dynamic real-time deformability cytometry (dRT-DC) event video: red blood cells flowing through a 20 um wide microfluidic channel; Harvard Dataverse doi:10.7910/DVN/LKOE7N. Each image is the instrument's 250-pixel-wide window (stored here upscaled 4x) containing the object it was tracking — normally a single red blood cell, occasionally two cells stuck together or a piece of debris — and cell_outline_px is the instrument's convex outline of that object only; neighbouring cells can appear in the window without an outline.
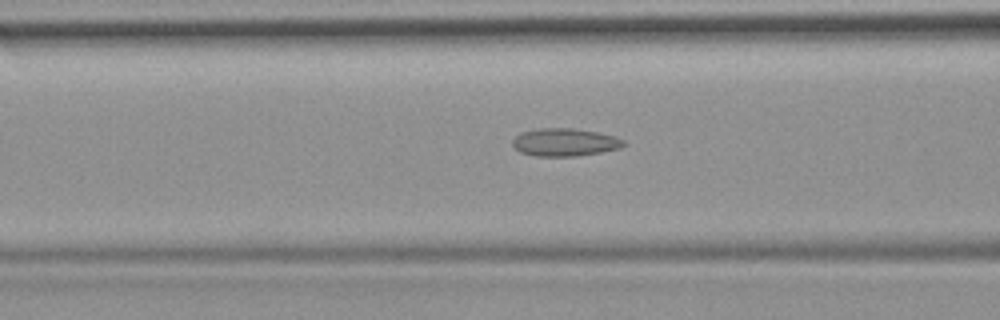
{"species": "common noctule bat (a hibernating species)", "species_latin": "Nyctalus noctula", "temperature_condition": "room temperature", "stored_images_in_passage": 52, "camera_frame_rate_fps": 3000, "um_per_image_px": 0.085, "animal": {"sex": "female", "body_mass_g": 19.9}, "frame": {"image": 1, "passage_image": 21, "time_ms": 6.667, "image_size_px": [1000, 320], "cell_outline_px": [[628, 144], [620, 148], [600, 152], [576, 156], [536, 156], [520, 152], [512, 144], [512, 140], [520, 132], [540, 128], [572, 128], [596, 132], [616, 136], [624, 140]], "centroid_in_image_um": [48.02, 12.09], "position_along_channel_um": 118.6, "area_um2": 18.03}}
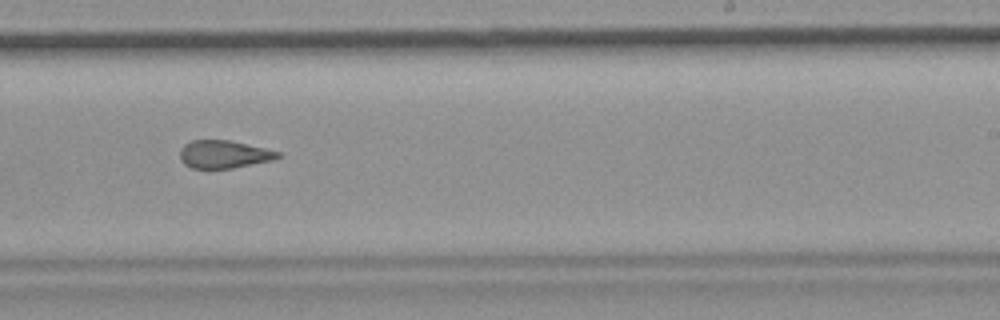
{"frame": {"image": 2, "passage_image": 33, "time_ms": 10.667, "image_size_px": [1000, 320], "cell_outline_px": [[280, 156], [272, 160], [232, 168], [192, 168], [184, 164], [180, 160], [180, 148], [184, 144], [192, 140], [228, 140], [264, 148], [280, 152]], "centroid_in_image_um": [18.98, 13.11], "position_along_channel_um": 270.0, "area_um2": 15.72}}
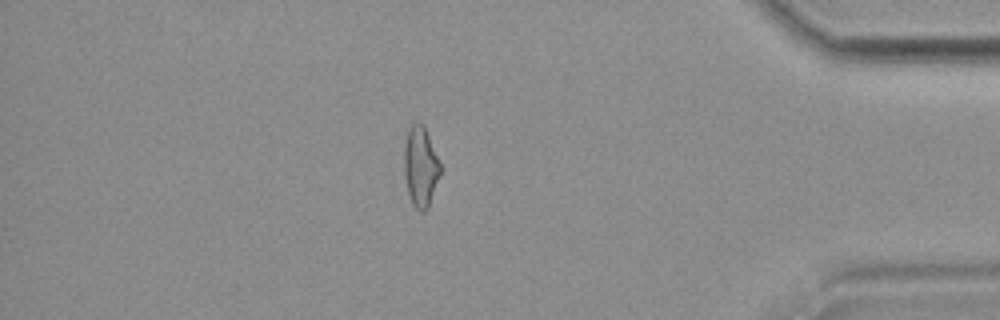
{"frame": {"image": 3, "passage_image": 46, "time_ms": 15.0, "image_size_px": [1000, 320], "cell_outline_px": [[440, 176], [428, 208], [424, 212], [420, 212], [412, 204], [408, 192], [404, 176], [404, 144], [408, 128], [416, 120], [424, 124], [440, 164]], "centroid_in_image_um": [35.73, 14.14], "position_along_channel_um": 399.5, "area_um2": 17.11}}